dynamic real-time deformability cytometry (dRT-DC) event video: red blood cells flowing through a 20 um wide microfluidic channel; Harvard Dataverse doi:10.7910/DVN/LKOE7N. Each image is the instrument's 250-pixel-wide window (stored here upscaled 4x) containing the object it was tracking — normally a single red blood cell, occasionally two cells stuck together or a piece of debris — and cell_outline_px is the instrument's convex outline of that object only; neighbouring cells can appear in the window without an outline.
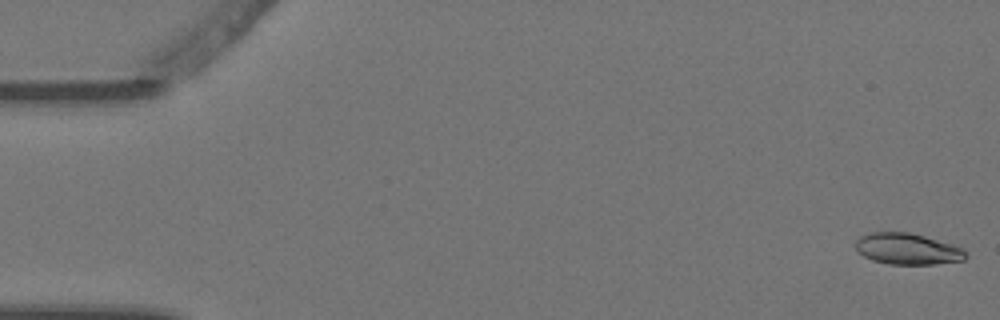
{"species": "Egyptian fruit bat (a non-hibernating species)", "species_latin": "Rousettus aegyptiacus", "temperature_condition": "warm", "stored_images_in_passage": 6, "camera_frame_rate_fps": 3000, "um_per_image_px": 0.085, "animal": {"sex": "female"}, "frame": {"image": 1, "passage_image": 1, "time_ms": 0.0, "image_size_px": [1000, 320], "cell_outline_px": [[968, 256], [964, 260], [936, 264], [888, 264], [872, 260], [864, 256], [856, 248], [856, 240], [860, 236], [872, 232], [908, 232], [924, 236], [952, 244], [964, 248]], "centroid_in_image_um": [77.16, 21.16], "position_along_channel_um": 7.8, "area_um2": 20.06}}